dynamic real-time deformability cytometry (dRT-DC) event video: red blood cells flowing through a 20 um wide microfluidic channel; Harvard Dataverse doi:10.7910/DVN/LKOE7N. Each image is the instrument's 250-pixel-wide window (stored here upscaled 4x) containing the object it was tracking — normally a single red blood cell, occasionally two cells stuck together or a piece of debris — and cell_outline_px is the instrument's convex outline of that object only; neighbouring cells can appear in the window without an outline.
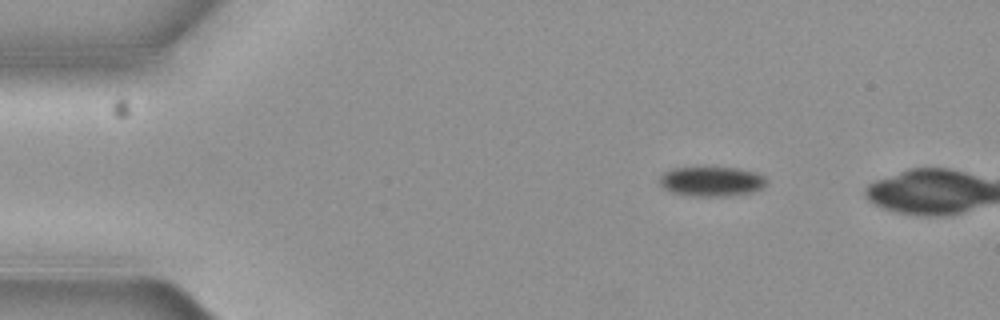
{"species": "common noctule bat (a hibernating species)", "species_latin": "Nyctalus noctula", "temperature_condition": "cold", "stored_images_in_passage": 3, "camera_frame_rate_fps": 3000, "um_per_image_px": 0.085, "animal": {"sex": "female", "body_mass_g": 19.3, "forearm_length_mm": 54.1}, "frame": {"image": 1, "passage_image": 1, "time_ms": 0.0, "image_size_px": [1000, 320], "cell_outline_px": [[768, 180], [760, 188], [752, 192], [724, 196], [696, 196], [672, 192], [664, 188], [660, 184], [660, 176], [664, 172], [672, 168], [740, 168], [756, 172], [764, 176]], "centroid_in_image_um": [60.49, 15.41], "position_along_channel_um": 24.5, "area_um2": 18.26}}